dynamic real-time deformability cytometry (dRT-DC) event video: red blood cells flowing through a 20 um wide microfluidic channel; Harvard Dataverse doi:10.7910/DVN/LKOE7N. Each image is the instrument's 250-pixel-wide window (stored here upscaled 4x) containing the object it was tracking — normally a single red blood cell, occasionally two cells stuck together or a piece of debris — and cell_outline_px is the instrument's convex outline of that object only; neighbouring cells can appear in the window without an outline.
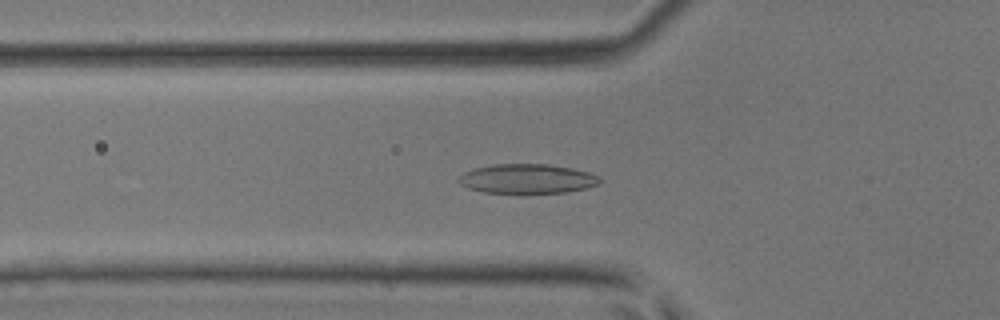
{"species": "common noctule bat (a hibernating species)", "species_latin": "Nyctalus noctula", "temperature_condition": "room temperature", "stored_images_in_passage": 15, "camera_frame_rate_fps": 3000, "um_per_image_px": 0.085, "animal": {"sex": "male", "body_mass_g": 17.9, "forearm_length_mm": 54.2}, "frame": {"image": 1, "passage_image": 11, "time_ms": 3.333, "image_size_px": [1000, 320], "cell_outline_px": [[600, 180], [596, 184], [584, 188], [568, 192], [484, 192], [468, 188], [460, 184], [456, 180], [464, 172], [476, 168], [496, 164], [548, 164], [572, 168], [588, 172], [600, 176]], "centroid_in_image_um": [44.79, 15.18], "position_along_channel_um": 81.0, "area_um2": 23.81}}
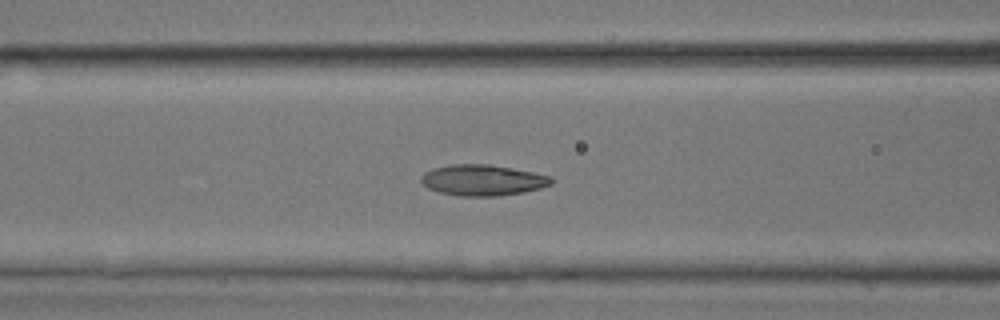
{"frame": {"image": 2, "passage_image": 14, "time_ms": 4.333, "image_size_px": [1000, 320], "cell_outline_px": [[552, 184], [540, 188], [524, 192], [500, 196], [456, 196], [440, 192], [428, 188], [420, 180], [420, 176], [424, 172], [432, 168], [452, 164], [488, 164], [512, 168], [552, 176]], "centroid_in_image_um": [41.01, 15.31], "position_along_channel_um": 125.6, "area_um2": 23.58}}